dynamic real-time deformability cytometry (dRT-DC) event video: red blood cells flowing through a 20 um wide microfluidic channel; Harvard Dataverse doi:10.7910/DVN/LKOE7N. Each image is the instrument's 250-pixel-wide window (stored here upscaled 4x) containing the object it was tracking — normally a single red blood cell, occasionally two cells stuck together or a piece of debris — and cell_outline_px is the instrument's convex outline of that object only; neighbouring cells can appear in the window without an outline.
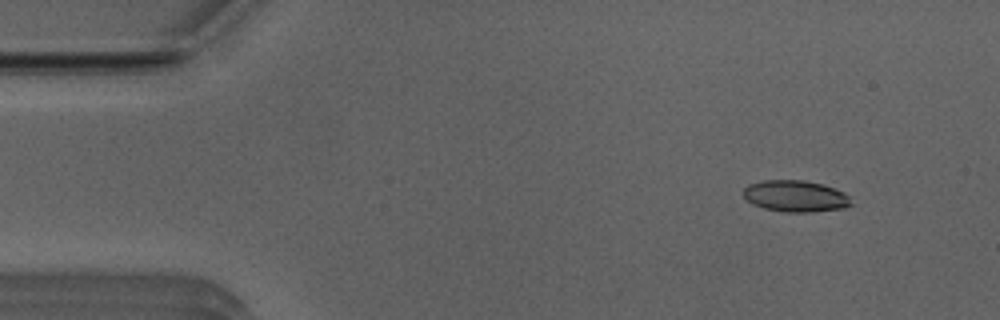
{"species": "Egyptian fruit bat (a non-hibernating species)", "species_latin": "Rousettus aegyptiacus", "temperature_condition": "room temperature", "stored_images_in_passage": 29, "camera_frame_rate_fps": 3000, "um_per_image_px": 0.085, "animal": {"sex": "male"}, "frame": {"image": 1, "passage_image": 4, "time_ms": 1.0, "image_size_px": [1000, 320], "cell_outline_px": [[852, 204], [844, 208], [812, 212], [784, 212], [764, 208], [752, 204], [744, 196], [744, 188], [748, 184], [760, 180], [804, 180], [824, 184], [844, 192], [848, 196]], "centroid_in_image_um": [67.61, 16.66], "position_along_channel_um": 17.4, "area_um2": 19.88}}
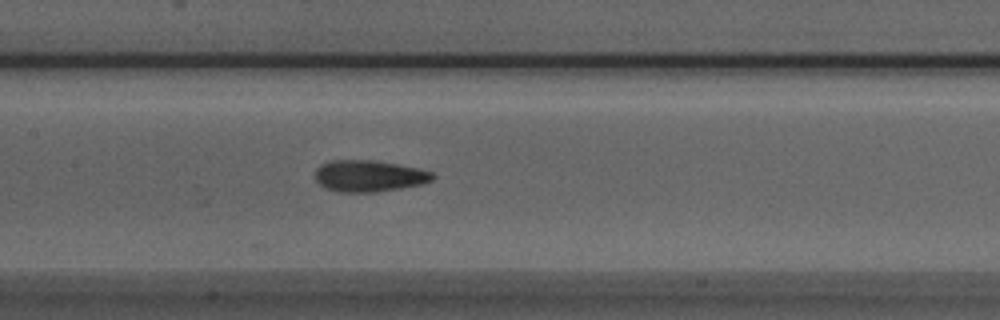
{"frame": {"image": 2, "passage_image": 23, "time_ms": 7.333, "image_size_px": [1000, 320], "cell_outline_px": [[436, 176], [432, 180], [424, 184], [376, 192], [340, 192], [324, 188], [316, 180], [316, 168], [320, 164], [332, 160], [376, 160], [416, 168], [432, 172]], "centroid_in_image_um": [31.36, 14.96], "position_along_channel_um": 176.0, "area_um2": 21.62}}
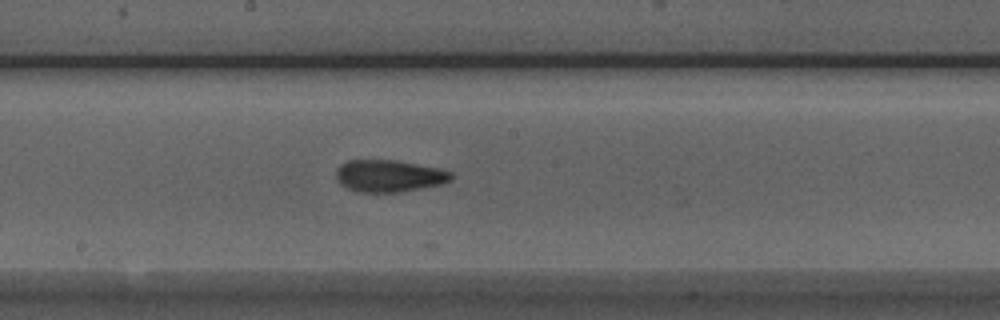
{"frame": {"image": 3, "passage_image": 26, "time_ms": 8.333, "image_size_px": [1000, 320], "cell_outline_px": [[452, 180], [444, 184], [400, 192], [356, 192], [340, 184], [336, 180], [336, 168], [340, 164], [348, 160], [396, 160], [436, 168], [452, 172]], "centroid_in_image_um": [33.04, 14.96], "position_along_channel_um": 215.2, "area_um2": 21.62}}